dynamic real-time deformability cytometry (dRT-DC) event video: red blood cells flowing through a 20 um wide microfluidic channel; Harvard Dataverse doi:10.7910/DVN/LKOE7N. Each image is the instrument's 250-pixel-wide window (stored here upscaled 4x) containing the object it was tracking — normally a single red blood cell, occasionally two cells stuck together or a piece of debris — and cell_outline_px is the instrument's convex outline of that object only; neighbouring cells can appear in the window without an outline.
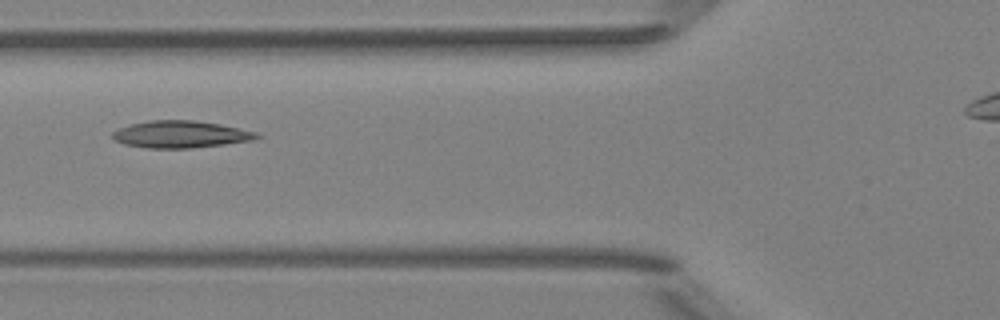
{"species": "Egyptian fruit bat (a non-hibernating species)", "species_latin": "Rousettus aegyptiacus", "temperature_condition": "room temperature", "stored_images_in_passage": 3, "camera_frame_rate_fps": 3000, "um_per_image_px": 0.085, "animal": {"sex": "female"}, "frame": {"image": 1, "passage_image": 3, "time_ms": 2.333, "image_size_px": [1000, 320], "cell_outline_px": [[260, 136], [252, 140], [224, 144], [192, 148], [144, 148], [124, 144], [116, 140], [112, 136], [112, 132], [120, 128], [132, 124], [152, 120], [196, 120], [220, 124], [256, 132]], "centroid_in_image_um": [15.34, 11.42], "position_along_channel_um": 110.5, "area_um2": 22.54}}